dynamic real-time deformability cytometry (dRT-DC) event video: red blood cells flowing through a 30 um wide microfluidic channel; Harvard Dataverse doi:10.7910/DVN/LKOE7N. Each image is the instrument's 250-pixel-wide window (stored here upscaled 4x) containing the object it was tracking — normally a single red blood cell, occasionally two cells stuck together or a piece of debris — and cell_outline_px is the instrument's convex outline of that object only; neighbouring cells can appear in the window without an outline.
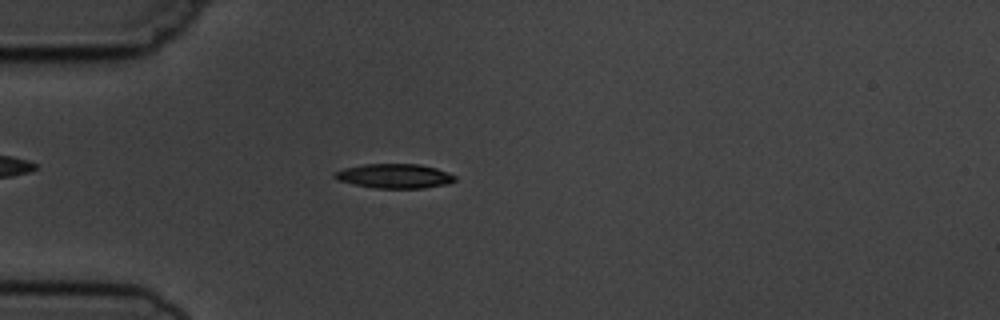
{"species": "common noctule bat (a hibernating species)", "species_latin": "Nyctalus noctula", "temperature_condition": "cold", "stored_images_in_passage": 3, "camera_frame_rate_fps": 3000, "um_per_image_px": 0.085, "animal": {"sex": "male", "body_mass_g": 19.5, "forearm_length_mm": 54.6}, "frame": {"image": 1, "passage_image": 3, "time_ms": 2.333, "image_size_px": [1000, 320], "cell_outline_px": [[456, 180], [448, 184], [424, 188], [376, 188], [336, 180], [332, 176], [336, 172], [344, 168], [364, 164], [420, 164], [436, 168], [448, 172], [456, 176]], "centroid_in_image_um": [33.56, 14.96], "position_along_channel_um": 51.4, "area_um2": 17.11}}